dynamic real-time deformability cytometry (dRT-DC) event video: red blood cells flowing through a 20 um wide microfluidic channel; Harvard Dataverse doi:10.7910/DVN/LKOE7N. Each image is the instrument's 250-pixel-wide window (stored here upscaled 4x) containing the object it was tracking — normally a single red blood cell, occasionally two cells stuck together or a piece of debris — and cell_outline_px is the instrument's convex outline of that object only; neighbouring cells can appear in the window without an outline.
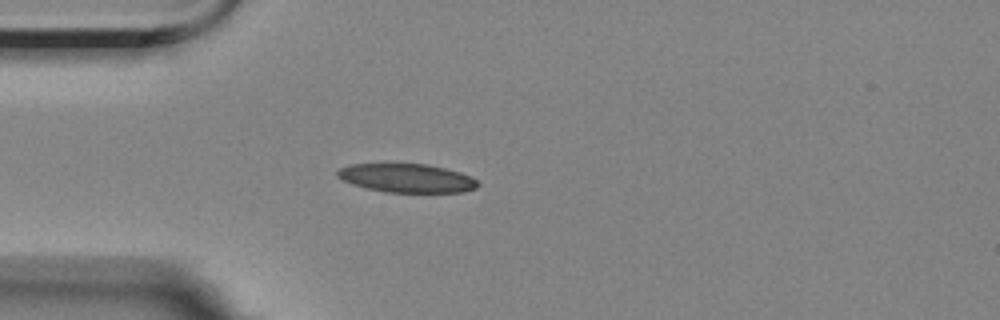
{"species": "Egyptian fruit bat (a non-hibernating species)", "species_latin": "Rousettus aegyptiacus", "temperature_condition": "room temperature", "stored_images_in_passage": 43, "camera_frame_rate_fps": 3000, "um_per_image_px": 0.085, "animal": {"sex": "female"}, "frame": {"image": 1, "passage_image": 1, "time_ms": 0.0, "image_size_px": [1000, 320], "cell_outline_px": [[480, 184], [476, 188], [464, 192], [384, 192], [352, 184], [336, 176], [336, 172], [340, 168], [352, 164], [424, 164], [444, 168], [460, 172], [472, 176]], "centroid_in_image_um": [34.6, 15.14], "position_along_channel_um": 50.4, "area_um2": 23.35}}
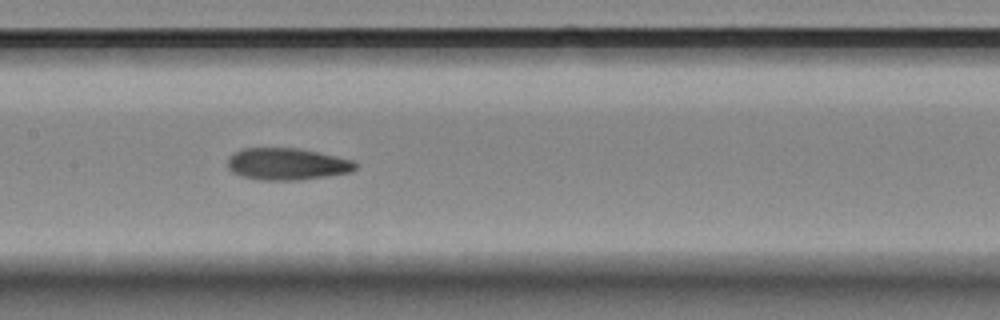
{"frame": {"image": 2, "passage_image": 13, "time_ms": 4.0, "image_size_px": [1000, 320], "cell_outline_px": [[356, 168], [352, 172], [328, 176], [300, 180], [264, 180], [240, 176], [232, 172], [228, 168], [228, 156], [232, 152], [244, 148], [300, 148], [356, 160]], "centroid_in_image_um": [24.41, 13.94], "position_along_channel_um": 183.0, "area_um2": 24.1}}
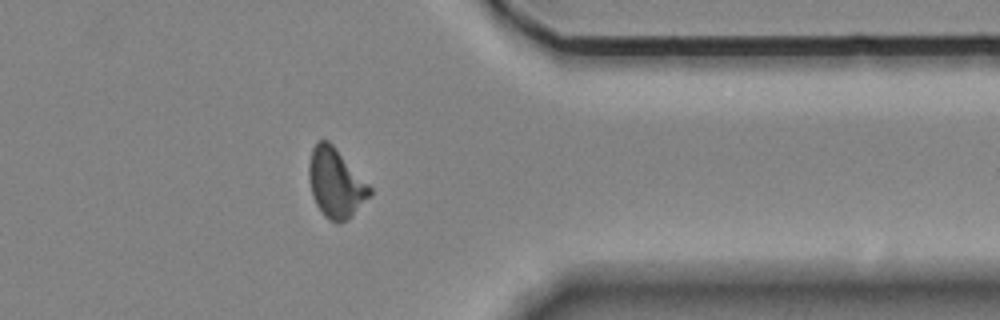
{"frame": {"image": 3, "passage_image": 31, "time_ms": 10.0, "image_size_px": [1000, 320], "cell_outline_px": [[372, 196], [348, 220], [328, 220], [324, 216], [316, 204], [312, 196], [308, 176], [308, 164], [312, 148], [320, 140], [328, 140], [336, 148], [372, 188]], "centroid_in_image_um": [28.54, 15.56], "position_along_channel_um": 382.9, "area_um2": 24.51}}